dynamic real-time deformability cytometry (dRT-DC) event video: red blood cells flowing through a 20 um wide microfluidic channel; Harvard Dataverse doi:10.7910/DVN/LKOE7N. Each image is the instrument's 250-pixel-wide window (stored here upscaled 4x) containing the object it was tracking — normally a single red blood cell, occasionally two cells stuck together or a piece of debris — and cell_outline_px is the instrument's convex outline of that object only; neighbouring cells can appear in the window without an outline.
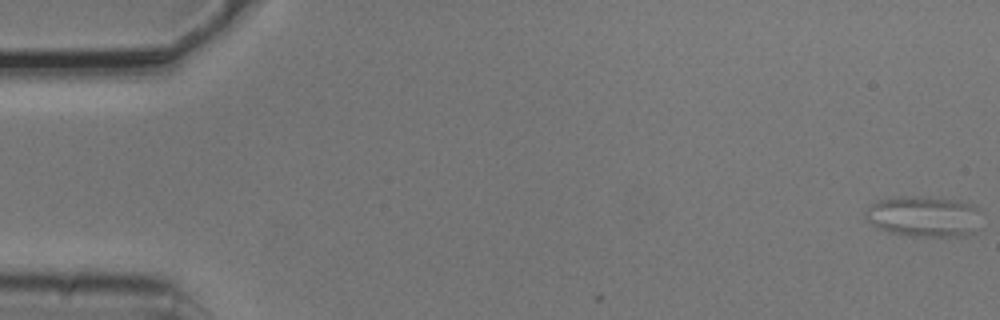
{"species": "common noctule bat (a hibernating species)", "species_latin": "Nyctalus noctula", "temperature_condition": "cold", "stored_images_in_passage": 3, "camera_frame_rate_fps": 3000, "um_per_image_px": 0.085, "animal": {"sex": "male", "body_mass_g": 20.5, "forearm_length_mm": 52.5}, "frame": {"image": 1, "passage_image": 1, "time_ms": 0.0, "image_size_px": [1000, 320], "cell_outline_px": [[976, 232], [968, 236], [912, 236], [888, 232], [864, 220], [864, 212], [872, 204], [880, 200], [896, 196], [924, 196], [960, 200], [976, 204]], "centroid_in_image_um": [78.49, 18.38], "position_along_channel_um": 6.5, "area_um2": 27.69}}